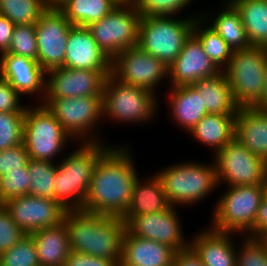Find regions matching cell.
Here are the masks:
<instances>
[{
	"label": "cell",
	"instance_id": "1",
	"mask_svg": "<svg viewBox=\"0 0 267 266\" xmlns=\"http://www.w3.org/2000/svg\"><path fill=\"white\" fill-rule=\"evenodd\" d=\"M130 151L126 145H111L100 157L94 167L84 211L117 217L124 215L139 176Z\"/></svg>",
	"mask_w": 267,
	"mask_h": 266
},
{
	"label": "cell",
	"instance_id": "2",
	"mask_svg": "<svg viewBox=\"0 0 267 266\" xmlns=\"http://www.w3.org/2000/svg\"><path fill=\"white\" fill-rule=\"evenodd\" d=\"M63 223L70 251L121 262L126 225L121 217L100 215L83 209L66 210Z\"/></svg>",
	"mask_w": 267,
	"mask_h": 266
},
{
	"label": "cell",
	"instance_id": "3",
	"mask_svg": "<svg viewBox=\"0 0 267 266\" xmlns=\"http://www.w3.org/2000/svg\"><path fill=\"white\" fill-rule=\"evenodd\" d=\"M79 145L56 165L53 200L66 210L83 209L94 167L111 147L103 142H81Z\"/></svg>",
	"mask_w": 267,
	"mask_h": 266
},
{
	"label": "cell",
	"instance_id": "4",
	"mask_svg": "<svg viewBox=\"0 0 267 266\" xmlns=\"http://www.w3.org/2000/svg\"><path fill=\"white\" fill-rule=\"evenodd\" d=\"M223 71L238 108H255L261 104L266 84L267 47L233 51Z\"/></svg>",
	"mask_w": 267,
	"mask_h": 266
},
{
	"label": "cell",
	"instance_id": "5",
	"mask_svg": "<svg viewBox=\"0 0 267 266\" xmlns=\"http://www.w3.org/2000/svg\"><path fill=\"white\" fill-rule=\"evenodd\" d=\"M193 162H176L156 173L172 207L203 201L218 187L215 162Z\"/></svg>",
	"mask_w": 267,
	"mask_h": 266
},
{
	"label": "cell",
	"instance_id": "6",
	"mask_svg": "<svg viewBox=\"0 0 267 266\" xmlns=\"http://www.w3.org/2000/svg\"><path fill=\"white\" fill-rule=\"evenodd\" d=\"M197 15L179 19H175V16H142L139 21L138 46L169 67L192 34L194 21L201 17Z\"/></svg>",
	"mask_w": 267,
	"mask_h": 266
},
{
	"label": "cell",
	"instance_id": "7",
	"mask_svg": "<svg viewBox=\"0 0 267 266\" xmlns=\"http://www.w3.org/2000/svg\"><path fill=\"white\" fill-rule=\"evenodd\" d=\"M213 207L210 228L245 236L254 226L258 208L267 194L266 184L228 186ZM243 233V234H242Z\"/></svg>",
	"mask_w": 267,
	"mask_h": 266
},
{
	"label": "cell",
	"instance_id": "8",
	"mask_svg": "<svg viewBox=\"0 0 267 266\" xmlns=\"http://www.w3.org/2000/svg\"><path fill=\"white\" fill-rule=\"evenodd\" d=\"M156 94L157 92L122 83L108 75L102 91L103 118L122 124L152 121L158 109Z\"/></svg>",
	"mask_w": 267,
	"mask_h": 266
},
{
	"label": "cell",
	"instance_id": "9",
	"mask_svg": "<svg viewBox=\"0 0 267 266\" xmlns=\"http://www.w3.org/2000/svg\"><path fill=\"white\" fill-rule=\"evenodd\" d=\"M38 105L26 106L23 144L30 159L53 162L54 157L64 150L67 141L74 140L45 105Z\"/></svg>",
	"mask_w": 267,
	"mask_h": 266
},
{
	"label": "cell",
	"instance_id": "10",
	"mask_svg": "<svg viewBox=\"0 0 267 266\" xmlns=\"http://www.w3.org/2000/svg\"><path fill=\"white\" fill-rule=\"evenodd\" d=\"M45 105L61 126L77 142H102L95 134L103 118L102 95L75 98H44ZM94 132V134H93ZM88 136V137H87ZM96 136V137H95ZM99 138V139H98Z\"/></svg>",
	"mask_w": 267,
	"mask_h": 266
},
{
	"label": "cell",
	"instance_id": "11",
	"mask_svg": "<svg viewBox=\"0 0 267 266\" xmlns=\"http://www.w3.org/2000/svg\"><path fill=\"white\" fill-rule=\"evenodd\" d=\"M140 18L136 6L117 5L107 16L87 28L98 47L112 61L123 50L138 45Z\"/></svg>",
	"mask_w": 267,
	"mask_h": 266
},
{
	"label": "cell",
	"instance_id": "12",
	"mask_svg": "<svg viewBox=\"0 0 267 266\" xmlns=\"http://www.w3.org/2000/svg\"><path fill=\"white\" fill-rule=\"evenodd\" d=\"M218 185H261L267 180V161L251 153L235 137L213 158ZM221 183V184H220Z\"/></svg>",
	"mask_w": 267,
	"mask_h": 266
},
{
	"label": "cell",
	"instance_id": "13",
	"mask_svg": "<svg viewBox=\"0 0 267 266\" xmlns=\"http://www.w3.org/2000/svg\"><path fill=\"white\" fill-rule=\"evenodd\" d=\"M111 75L122 83L155 93L158 83L169 78V67L137 45L112 60Z\"/></svg>",
	"mask_w": 267,
	"mask_h": 266
},
{
	"label": "cell",
	"instance_id": "14",
	"mask_svg": "<svg viewBox=\"0 0 267 266\" xmlns=\"http://www.w3.org/2000/svg\"><path fill=\"white\" fill-rule=\"evenodd\" d=\"M72 26L59 9H46L38 18L35 24L37 61L45 72L63 66Z\"/></svg>",
	"mask_w": 267,
	"mask_h": 266
},
{
	"label": "cell",
	"instance_id": "15",
	"mask_svg": "<svg viewBox=\"0 0 267 266\" xmlns=\"http://www.w3.org/2000/svg\"><path fill=\"white\" fill-rule=\"evenodd\" d=\"M176 209L172 207L153 214L128 216L124 220L126 231L130 235L167 245L175 252L184 250L189 247L190 239L183 235Z\"/></svg>",
	"mask_w": 267,
	"mask_h": 266
},
{
	"label": "cell",
	"instance_id": "16",
	"mask_svg": "<svg viewBox=\"0 0 267 266\" xmlns=\"http://www.w3.org/2000/svg\"><path fill=\"white\" fill-rule=\"evenodd\" d=\"M3 205L13 222L27 235L61 224L66 212V209L53 199L29 194L10 198Z\"/></svg>",
	"mask_w": 267,
	"mask_h": 266
},
{
	"label": "cell",
	"instance_id": "17",
	"mask_svg": "<svg viewBox=\"0 0 267 266\" xmlns=\"http://www.w3.org/2000/svg\"><path fill=\"white\" fill-rule=\"evenodd\" d=\"M103 70H79L66 67L46 72L45 98H75L102 95L105 78Z\"/></svg>",
	"mask_w": 267,
	"mask_h": 266
},
{
	"label": "cell",
	"instance_id": "18",
	"mask_svg": "<svg viewBox=\"0 0 267 266\" xmlns=\"http://www.w3.org/2000/svg\"><path fill=\"white\" fill-rule=\"evenodd\" d=\"M221 70L205 53L200 41L191 34L180 54L169 66L171 87L193 85L202 78L213 77Z\"/></svg>",
	"mask_w": 267,
	"mask_h": 266
},
{
	"label": "cell",
	"instance_id": "19",
	"mask_svg": "<svg viewBox=\"0 0 267 266\" xmlns=\"http://www.w3.org/2000/svg\"><path fill=\"white\" fill-rule=\"evenodd\" d=\"M0 76L6 79L21 96L36 94L39 101L41 99L40 102H43L46 72L38 61L21 55L3 53L0 55Z\"/></svg>",
	"mask_w": 267,
	"mask_h": 266
},
{
	"label": "cell",
	"instance_id": "20",
	"mask_svg": "<svg viewBox=\"0 0 267 266\" xmlns=\"http://www.w3.org/2000/svg\"><path fill=\"white\" fill-rule=\"evenodd\" d=\"M111 63L112 61L98 47L87 27H71L63 67L79 70H103L107 75H111Z\"/></svg>",
	"mask_w": 267,
	"mask_h": 266
},
{
	"label": "cell",
	"instance_id": "21",
	"mask_svg": "<svg viewBox=\"0 0 267 266\" xmlns=\"http://www.w3.org/2000/svg\"><path fill=\"white\" fill-rule=\"evenodd\" d=\"M208 228L192 237L189 246L204 266H236V241L232 240L235 233Z\"/></svg>",
	"mask_w": 267,
	"mask_h": 266
},
{
	"label": "cell",
	"instance_id": "22",
	"mask_svg": "<svg viewBox=\"0 0 267 266\" xmlns=\"http://www.w3.org/2000/svg\"><path fill=\"white\" fill-rule=\"evenodd\" d=\"M175 253L167 245L142 239L125 231L119 266H173Z\"/></svg>",
	"mask_w": 267,
	"mask_h": 266
},
{
	"label": "cell",
	"instance_id": "23",
	"mask_svg": "<svg viewBox=\"0 0 267 266\" xmlns=\"http://www.w3.org/2000/svg\"><path fill=\"white\" fill-rule=\"evenodd\" d=\"M235 138L251 153L267 161V112L257 107L238 108Z\"/></svg>",
	"mask_w": 267,
	"mask_h": 266
},
{
	"label": "cell",
	"instance_id": "24",
	"mask_svg": "<svg viewBox=\"0 0 267 266\" xmlns=\"http://www.w3.org/2000/svg\"><path fill=\"white\" fill-rule=\"evenodd\" d=\"M167 99L171 119L187 133L208 114L202 97L193 85L170 87Z\"/></svg>",
	"mask_w": 267,
	"mask_h": 266
},
{
	"label": "cell",
	"instance_id": "25",
	"mask_svg": "<svg viewBox=\"0 0 267 266\" xmlns=\"http://www.w3.org/2000/svg\"><path fill=\"white\" fill-rule=\"evenodd\" d=\"M141 178H137L133 186L131 202L128 209L121 217L125 220L128 216H139L142 214H153L169 210L172 208L168 197L164 191L161 179L155 173L141 182Z\"/></svg>",
	"mask_w": 267,
	"mask_h": 266
},
{
	"label": "cell",
	"instance_id": "26",
	"mask_svg": "<svg viewBox=\"0 0 267 266\" xmlns=\"http://www.w3.org/2000/svg\"><path fill=\"white\" fill-rule=\"evenodd\" d=\"M29 235L35 243L40 266H64L71 251L68 232L63 222Z\"/></svg>",
	"mask_w": 267,
	"mask_h": 266
},
{
	"label": "cell",
	"instance_id": "27",
	"mask_svg": "<svg viewBox=\"0 0 267 266\" xmlns=\"http://www.w3.org/2000/svg\"><path fill=\"white\" fill-rule=\"evenodd\" d=\"M235 117L208 113L188 134L200 144L212 147L214 155L235 137Z\"/></svg>",
	"mask_w": 267,
	"mask_h": 266
},
{
	"label": "cell",
	"instance_id": "28",
	"mask_svg": "<svg viewBox=\"0 0 267 266\" xmlns=\"http://www.w3.org/2000/svg\"><path fill=\"white\" fill-rule=\"evenodd\" d=\"M193 86L197 89L207 109V113L236 115L238 107L234 101L231 88L224 71L202 78Z\"/></svg>",
	"mask_w": 267,
	"mask_h": 266
},
{
	"label": "cell",
	"instance_id": "29",
	"mask_svg": "<svg viewBox=\"0 0 267 266\" xmlns=\"http://www.w3.org/2000/svg\"><path fill=\"white\" fill-rule=\"evenodd\" d=\"M222 7V10L217 13L218 15L214 19L212 16L209 17L210 15H207V13L201 14V17L221 36L232 51L251 47L237 9L228 0L223 2Z\"/></svg>",
	"mask_w": 267,
	"mask_h": 266
},
{
	"label": "cell",
	"instance_id": "30",
	"mask_svg": "<svg viewBox=\"0 0 267 266\" xmlns=\"http://www.w3.org/2000/svg\"><path fill=\"white\" fill-rule=\"evenodd\" d=\"M239 12L251 46L267 47V0H228Z\"/></svg>",
	"mask_w": 267,
	"mask_h": 266
},
{
	"label": "cell",
	"instance_id": "31",
	"mask_svg": "<svg viewBox=\"0 0 267 266\" xmlns=\"http://www.w3.org/2000/svg\"><path fill=\"white\" fill-rule=\"evenodd\" d=\"M115 7L114 0H69L60 10L73 26L87 27L107 16Z\"/></svg>",
	"mask_w": 267,
	"mask_h": 266
},
{
	"label": "cell",
	"instance_id": "32",
	"mask_svg": "<svg viewBox=\"0 0 267 266\" xmlns=\"http://www.w3.org/2000/svg\"><path fill=\"white\" fill-rule=\"evenodd\" d=\"M192 34L200 41L213 63L223 71L229 65L233 52L227 43L209 25L207 26L202 17L194 21Z\"/></svg>",
	"mask_w": 267,
	"mask_h": 266
},
{
	"label": "cell",
	"instance_id": "33",
	"mask_svg": "<svg viewBox=\"0 0 267 266\" xmlns=\"http://www.w3.org/2000/svg\"><path fill=\"white\" fill-rule=\"evenodd\" d=\"M46 9L44 0H0V14L15 25H35Z\"/></svg>",
	"mask_w": 267,
	"mask_h": 266
},
{
	"label": "cell",
	"instance_id": "34",
	"mask_svg": "<svg viewBox=\"0 0 267 266\" xmlns=\"http://www.w3.org/2000/svg\"><path fill=\"white\" fill-rule=\"evenodd\" d=\"M56 165L48 160L29 159L28 171L31 175L29 195L53 199Z\"/></svg>",
	"mask_w": 267,
	"mask_h": 266
},
{
	"label": "cell",
	"instance_id": "35",
	"mask_svg": "<svg viewBox=\"0 0 267 266\" xmlns=\"http://www.w3.org/2000/svg\"><path fill=\"white\" fill-rule=\"evenodd\" d=\"M0 266H40L33 238L25 235L8 251L0 254Z\"/></svg>",
	"mask_w": 267,
	"mask_h": 266
},
{
	"label": "cell",
	"instance_id": "36",
	"mask_svg": "<svg viewBox=\"0 0 267 266\" xmlns=\"http://www.w3.org/2000/svg\"><path fill=\"white\" fill-rule=\"evenodd\" d=\"M25 113H0V151L23 143Z\"/></svg>",
	"mask_w": 267,
	"mask_h": 266
},
{
	"label": "cell",
	"instance_id": "37",
	"mask_svg": "<svg viewBox=\"0 0 267 266\" xmlns=\"http://www.w3.org/2000/svg\"><path fill=\"white\" fill-rule=\"evenodd\" d=\"M236 247V266H267V245L262 238L243 236Z\"/></svg>",
	"mask_w": 267,
	"mask_h": 266
},
{
	"label": "cell",
	"instance_id": "38",
	"mask_svg": "<svg viewBox=\"0 0 267 266\" xmlns=\"http://www.w3.org/2000/svg\"><path fill=\"white\" fill-rule=\"evenodd\" d=\"M6 53L21 55L37 61L38 49L35 25H16Z\"/></svg>",
	"mask_w": 267,
	"mask_h": 266
},
{
	"label": "cell",
	"instance_id": "39",
	"mask_svg": "<svg viewBox=\"0 0 267 266\" xmlns=\"http://www.w3.org/2000/svg\"><path fill=\"white\" fill-rule=\"evenodd\" d=\"M31 175L28 165L23 170L9 171L0 178V203L3 204L10 198L29 194Z\"/></svg>",
	"mask_w": 267,
	"mask_h": 266
},
{
	"label": "cell",
	"instance_id": "40",
	"mask_svg": "<svg viewBox=\"0 0 267 266\" xmlns=\"http://www.w3.org/2000/svg\"><path fill=\"white\" fill-rule=\"evenodd\" d=\"M193 1V0H192ZM191 0H138L136 9L140 16H176L182 13Z\"/></svg>",
	"mask_w": 267,
	"mask_h": 266
},
{
	"label": "cell",
	"instance_id": "41",
	"mask_svg": "<svg viewBox=\"0 0 267 266\" xmlns=\"http://www.w3.org/2000/svg\"><path fill=\"white\" fill-rule=\"evenodd\" d=\"M27 235L10 217L3 204H0V254L8 251Z\"/></svg>",
	"mask_w": 267,
	"mask_h": 266
},
{
	"label": "cell",
	"instance_id": "42",
	"mask_svg": "<svg viewBox=\"0 0 267 266\" xmlns=\"http://www.w3.org/2000/svg\"><path fill=\"white\" fill-rule=\"evenodd\" d=\"M29 154L22 143L0 151V178L9 171L23 170L29 162Z\"/></svg>",
	"mask_w": 267,
	"mask_h": 266
},
{
	"label": "cell",
	"instance_id": "43",
	"mask_svg": "<svg viewBox=\"0 0 267 266\" xmlns=\"http://www.w3.org/2000/svg\"><path fill=\"white\" fill-rule=\"evenodd\" d=\"M21 97L9 82L0 76V113H25L26 105H22Z\"/></svg>",
	"mask_w": 267,
	"mask_h": 266
},
{
	"label": "cell",
	"instance_id": "44",
	"mask_svg": "<svg viewBox=\"0 0 267 266\" xmlns=\"http://www.w3.org/2000/svg\"><path fill=\"white\" fill-rule=\"evenodd\" d=\"M64 266H119L115 260L71 251Z\"/></svg>",
	"mask_w": 267,
	"mask_h": 266
},
{
	"label": "cell",
	"instance_id": "45",
	"mask_svg": "<svg viewBox=\"0 0 267 266\" xmlns=\"http://www.w3.org/2000/svg\"><path fill=\"white\" fill-rule=\"evenodd\" d=\"M267 235V194L261 201L252 229L245 235L251 238H263Z\"/></svg>",
	"mask_w": 267,
	"mask_h": 266
},
{
	"label": "cell",
	"instance_id": "46",
	"mask_svg": "<svg viewBox=\"0 0 267 266\" xmlns=\"http://www.w3.org/2000/svg\"><path fill=\"white\" fill-rule=\"evenodd\" d=\"M15 26L6 16L0 14V55L8 51Z\"/></svg>",
	"mask_w": 267,
	"mask_h": 266
},
{
	"label": "cell",
	"instance_id": "47",
	"mask_svg": "<svg viewBox=\"0 0 267 266\" xmlns=\"http://www.w3.org/2000/svg\"><path fill=\"white\" fill-rule=\"evenodd\" d=\"M173 266H204L199 256L189 246L175 253Z\"/></svg>",
	"mask_w": 267,
	"mask_h": 266
},
{
	"label": "cell",
	"instance_id": "48",
	"mask_svg": "<svg viewBox=\"0 0 267 266\" xmlns=\"http://www.w3.org/2000/svg\"><path fill=\"white\" fill-rule=\"evenodd\" d=\"M69 0H44L47 9H61Z\"/></svg>",
	"mask_w": 267,
	"mask_h": 266
},
{
	"label": "cell",
	"instance_id": "49",
	"mask_svg": "<svg viewBox=\"0 0 267 266\" xmlns=\"http://www.w3.org/2000/svg\"><path fill=\"white\" fill-rule=\"evenodd\" d=\"M266 84H265V93H264V96H263V99H262V102L261 104L257 107L261 110H264L267 112V71H266Z\"/></svg>",
	"mask_w": 267,
	"mask_h": 266
},
{
	"label": "cell",
	"instance_id": "50",
	"mask_svg": "<svg viewBox=\"0 0 267 266\" xmlns=\"http://www.w3.org/2000/svg\"><path fill=\"white\" fill-rule=\"evenodd\" d=\"M138 0H114L117 5L136 6Z\"/></svg>",
	"mask_w": 267,
	"mask_h": 266
},
{
	"label": "cell",
	"instance_id": "51",
	"mask_svg": "<svg viewBox=\"0 0 267 266\" xmlns=\"http://www.w3.org/2000/svg\"><path fill=\"white\" fill-rule=\"evenodd\" d=\"M262 239L266 242V245H267V235L263 237Z\"/></svg>",
	"mask_w": 267,
	"mask_h": 266
}]
</instances>
